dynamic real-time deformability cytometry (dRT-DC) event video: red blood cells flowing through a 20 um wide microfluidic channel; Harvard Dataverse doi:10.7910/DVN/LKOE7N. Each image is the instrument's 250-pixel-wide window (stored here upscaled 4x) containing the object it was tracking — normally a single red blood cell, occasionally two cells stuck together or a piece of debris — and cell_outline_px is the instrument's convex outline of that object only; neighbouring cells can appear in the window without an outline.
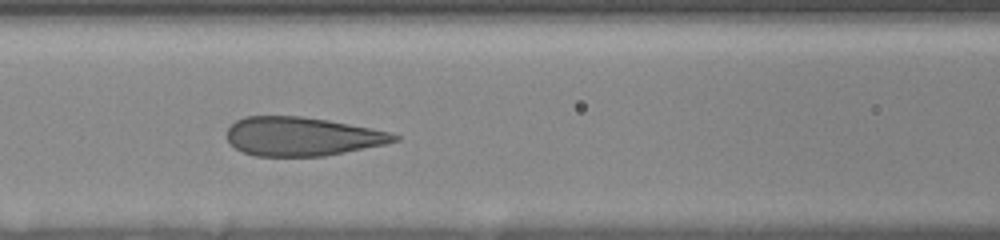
{"species": "human", "species_latin": "Homo sapiens", "temperature_condition": "room temperature", "stored_images_in_passage": 5, "camera_frame_rate_fps": 3000, "um_per_image_px": 0.085, "donor": {"sex": "female"}, "frame": {"image": 1, "passage_image": 5, "time_ms": 4.0, "image_size_px": [1000, 240], "cell_outline_px": [[400, 140], [388, 144], [324, 156], [256, 156], [244, 152], [236, 148], [228, 140], [228, 128], [236, 120], [244, 116], [300, 116], [328, 120], [372, 128], [392, 132], [400, 136]], "centroid_in_image_um": [25.73, 11.6], "position_along_channel_um": 140.9, "area_um2": 37.92}}